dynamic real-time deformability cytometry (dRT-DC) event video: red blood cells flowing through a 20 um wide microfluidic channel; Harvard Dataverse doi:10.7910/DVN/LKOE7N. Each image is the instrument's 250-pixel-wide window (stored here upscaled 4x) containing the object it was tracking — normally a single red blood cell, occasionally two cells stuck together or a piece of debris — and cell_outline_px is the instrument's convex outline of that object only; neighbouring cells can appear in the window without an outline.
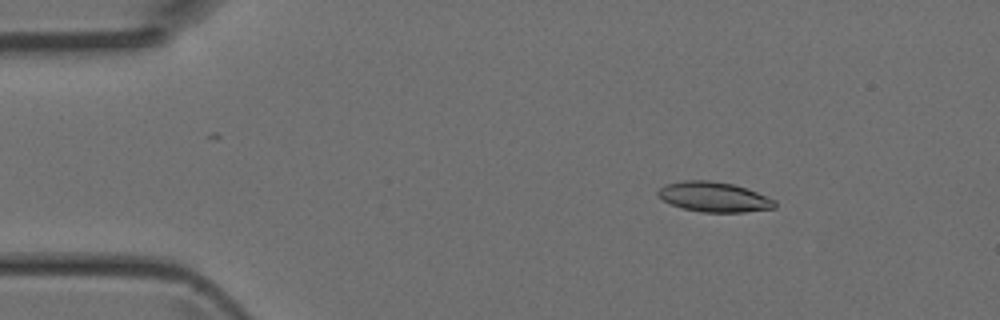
{"species": "Egyptian fruit bat (a non-hibernating species)", "species_latin": "Rousettus aegyptiacus", "temperature_condition": "room temperature", "stored_images_in_passage": 2, "camera_frame_rate_fps": 3000, "um_per_image_px": 0.085, "animal": {"sex": "female"}, "frame": {"image": 1, "passage_image": 1, "time_ms": 0.0, "image_size_px": [1000, 320], "cell_outline_px": [[776, 208], [744, 212], [700, 212], [684, 208], [672, 204], [664, 200], [656, 192], [660, 188], [668, 184], [684, 180], [708, 180], [732, 184], [756, 192], [776, 200]], "centroid_in_image_um": [60.72, 16.74], "position_along_channel_um": 24.3, "area_um2": 20.11}}